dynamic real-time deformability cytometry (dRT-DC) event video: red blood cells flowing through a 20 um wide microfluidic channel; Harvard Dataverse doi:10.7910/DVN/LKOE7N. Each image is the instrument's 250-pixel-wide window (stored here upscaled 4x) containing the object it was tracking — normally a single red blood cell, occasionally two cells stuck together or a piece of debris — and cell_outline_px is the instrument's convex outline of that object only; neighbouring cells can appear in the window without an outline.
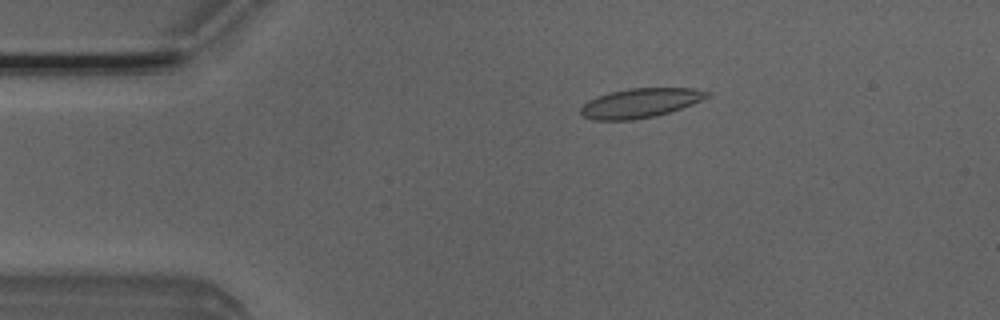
{"species": "Egyptian fruit bat (a non-hibernating species)", "species_latin": "Rousettus aegyptiacus", "temperature_condition": "room temperature", "stored_images_in_passage": 50, "camera_frame_rate_fps": 3000, "um_per_image_px": 0.085, "animal": {"sex": "male"}, "frame": {"image": 1, "passage_image": 9, "time_ms": 2.667, "image_size_px": [1000, 320], "cell_outline_px": [[712, 92], [708, 96], [692, 104], [656, 116], [632, 120], [596, 120], [584, 116], [580, 112], [580, 108], [588, 100], [596, 96], [608, 92], [628, 88], [692, 88]], "centroid_in_image_um": [54.39, 8.75], "position_along_channel_um": 30.6, "area_um2": 21.56}}
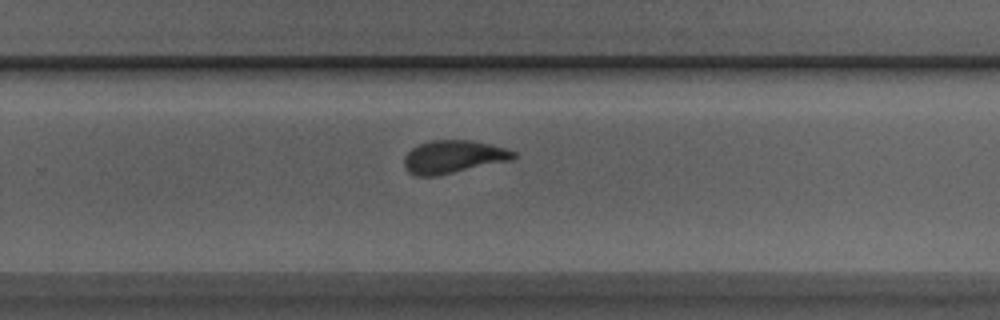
{"frame": {"image": 2, "passage_image": 32, "time_ms": 10.333, "image_size_px": [1000, 320], "cell_outline_px": [[516, 156], [512, 160], [436, 176], [416, 176], [408, 172], [404, 168], [404, 156], [412, 148], [420, 144], [432, 140], [468, 140], [508, 148], [516, 152]], "centroid_in_image_um": [38.52, 13.34], "position_along_channel_um": 291.3, "area_um2": 20.98}}
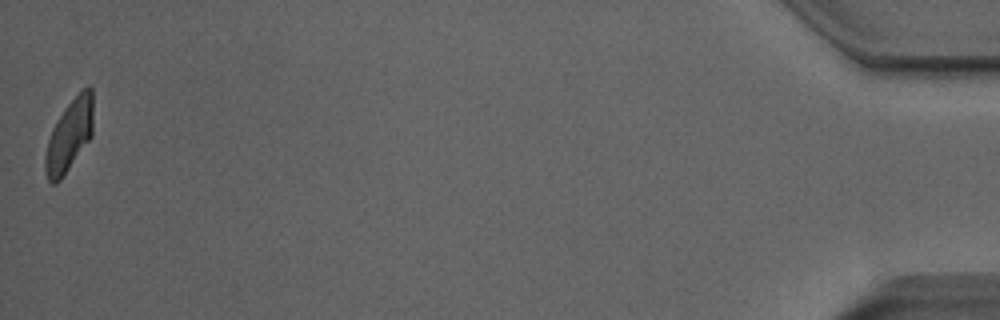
{"frame": {"image": 3, "passage_image": 50, "time_ms": 16.333, "image_size_px": [1000, 320], "cell_outline_px": [[92, 136], [60, 180], [56, 184], [52, 184], [48, 180], [44, 168], [44, 156], [48, 140], [52, 128], [56, 120], [64, 108], [88, 84], [92, 88]], "centroid_in_image_um": [5.87, 11.53], "position_along_channel_um": 429.3, "area_um2": 19.94}, "authors_computed_cell_mechanics": {"area_um2": 21.2704, "velocity_mm_per_s": 4.0119, "shape_relaxation_time_tau1_ms": 6.1096, "shape_relaxation_time_tau2_ms": 1.198, "deformation_change_tau1": 0.1692, "deformation_change_tau2": 0.0668}}